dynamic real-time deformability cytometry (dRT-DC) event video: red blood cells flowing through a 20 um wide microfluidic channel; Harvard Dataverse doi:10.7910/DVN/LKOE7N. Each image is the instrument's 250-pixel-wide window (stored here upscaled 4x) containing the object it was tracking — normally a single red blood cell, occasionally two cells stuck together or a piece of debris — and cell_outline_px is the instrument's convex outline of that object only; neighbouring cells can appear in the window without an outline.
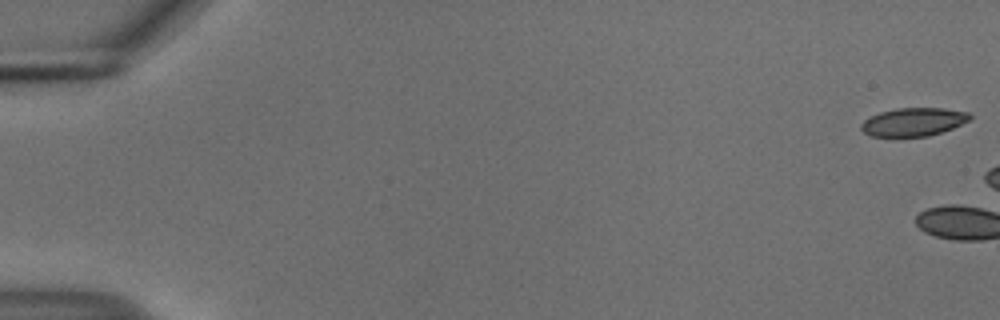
{"species": "common noctule bat (a hibernating species)", "species_latin": "Nyctalus noctula", "temperature_condition": "cold", "stored_images_in_passage": 3, "camera_frame_rate_fps": 3000, "um_per_image_px": 0.085, "animal": {"sex": "male", "body_mass_g": 18.8}, "frame": {"image": 1, "passage_image": 1, "time_ms": 0.0, "image_size_px": [1000, 320], "cell_outline_px": [[972, 116], [968, 120], [952, 128], [928, 136], [872, 136], [864, 132], [860, 128], [860, 124], [864, 120], [880, 112], [896, 108], [944, 108], [968, 112]], "centroid_in_image_um": [77.63, 10.35], "position_along_channel_um": 7.4, "area_um2": 17.69}}